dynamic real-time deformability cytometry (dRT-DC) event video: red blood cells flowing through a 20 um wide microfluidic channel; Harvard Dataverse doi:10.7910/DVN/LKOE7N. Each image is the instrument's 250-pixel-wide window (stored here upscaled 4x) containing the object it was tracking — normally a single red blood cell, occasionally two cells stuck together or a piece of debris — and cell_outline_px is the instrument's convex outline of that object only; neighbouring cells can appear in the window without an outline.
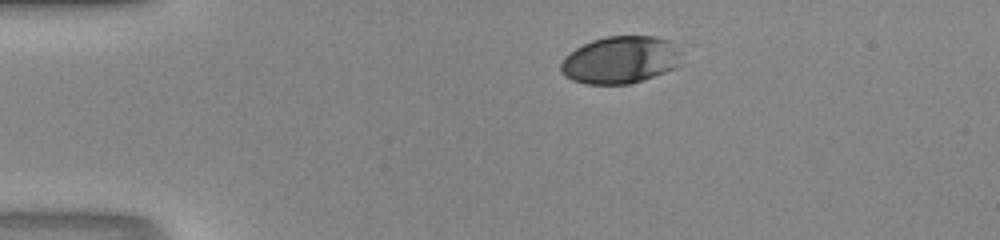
{"species": "human", "species_latin": "Homo sapiens", "temperature_condition": "room temperature", "stored_images_in_passage": 31, "camera_frame_rate_fps": 3000, "um_per_image_px": 0.085, "donor": {"sex": "male"}, "frame": {"image": 1, "passage_image": 1, "time_ms": 0.0, "image_size_px": [1000, 240], "cell_outline_px": [[680, 64], [664, 72], [628, 84], [584, 84], [572, 80], [564, 76], [560, 72], [560, 64], [564, 56], [576, 48], [592, 40], [608, 36], [656, 36], [668, 40], [680, 52]], "centroid_in_image_um": [52.67, 5.09], "position_along_channel_um": 32.3, "area_um2": 33.12}}
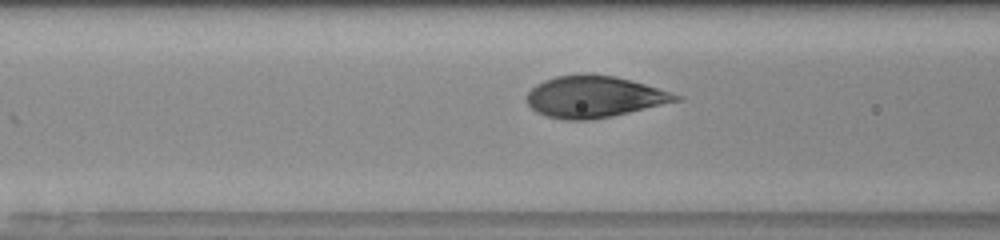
{"frame": {"image": 2, "passage_image": 11, "time_ms": 3.333, "image_size_px": [1000, 240], "cell_outline_px": [[684, 100], [612, 116], [588, 120], [564, 120], [548, 116], [536, 112], [524, 100], [524, 96], [536, 84], [544, 80], [556, 76], [616, 76], [632, 80], [684, 96]], "centroid_in_image_um": [50.53, 8.25], "position_along_channel_um": 116.1, "area_um2": 35.84}}
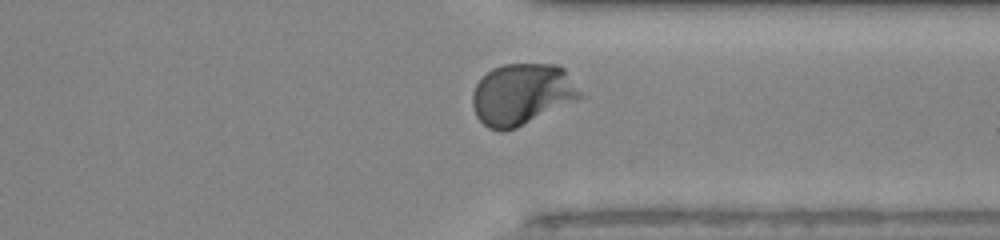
{"frame": {"image": 3, "passage_image": 28, "time_ms": 9.0, "image_size_px": [1000, 240], "cell_outline_px": [[588, 96], [516, 128], [504, 132], [500, 132], [488, 128], [476, 116], [472, 104], [472, 92], [476, 84], [492, 68], [504, 64], [556, 64], [564, 68]], "centroid_in_image_um": [44.43, 8.02], "position_along_channel_um": 367.0, "area_um2": 39.25}}